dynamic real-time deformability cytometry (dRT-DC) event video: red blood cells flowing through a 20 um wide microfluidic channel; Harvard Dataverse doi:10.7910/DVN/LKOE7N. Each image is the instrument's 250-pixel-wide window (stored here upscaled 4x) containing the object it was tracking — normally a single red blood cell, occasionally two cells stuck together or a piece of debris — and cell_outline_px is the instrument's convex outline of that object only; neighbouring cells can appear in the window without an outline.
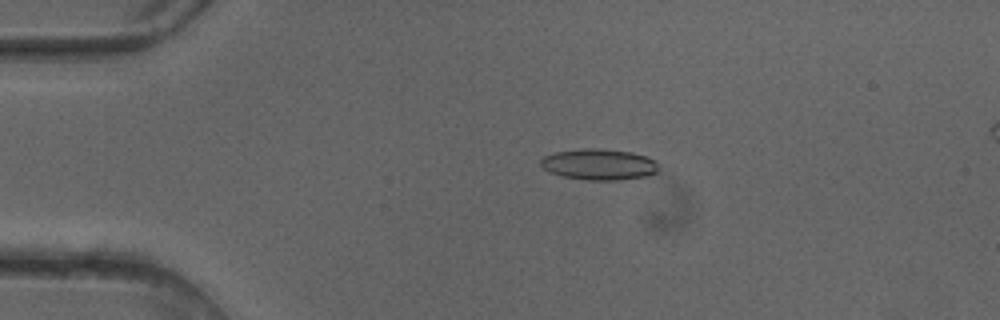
{"species": "common noctule bat (a hibernating species)", "species_latin": "Nyctalus noctula", "temperature_condition": "cold", "stored_images_in_passage": 49, "camera_frame_rate_fps": 3000, "um_per_image_px": 0.085, "animal": {"sex": "female"}, "frame": {"image": 1, "passage_image": 10, "time_ms": 3.0, "image_size_px": [1000, 320], "cell_outline_px": [[660, 168], [656, 172], [644, 176], [616, 180], [588, 180], [564, 176], [548, 172], [540, 164], [540, 160], [544, 156], [556, 152], [584, 148], [596, 148], [632, 152], [648, 156], [656, 160], [660, 164]], "centroid_in_image_um": [50.95, 13.96], "position_along_channel_um": 34.0, "area_um2": 21.39}}
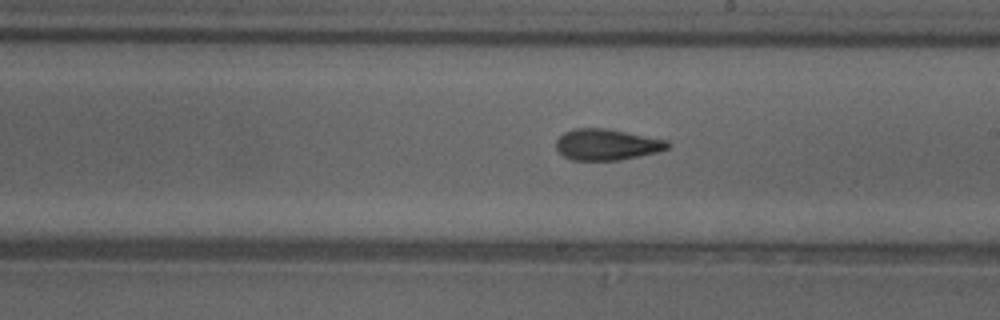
{"frame": {"image": 2, "passage_image": 28, "time_ms": 9.0, "image_size_px": [1000, 320], "cell_outline_px": [[672, 144], [668, 148], [656, 152], [640, 156], [620, 160], [572, 160], [564, 156], [556, 148], [556, 140], [564, 132], [576, 128], [608, 128], [668, 140]], "centroid_in_image_um": [51.6, 12.28], "position_along_channel_um": 237.4, "area_um2": 20.35}}
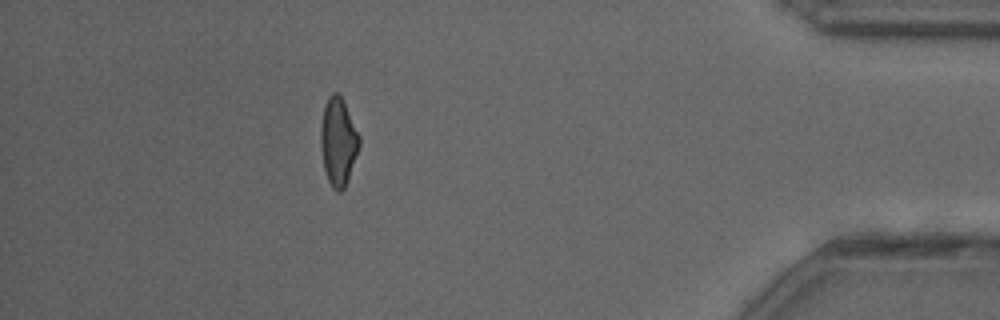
{"frame": {"image": 3, "passage_image": 44, "time_ms": 14.333, "image_size_px": [1000, 320], "cell_outline_px": [[360, 144], [344, 188], [340, 192], [336, 192], [332, 188], [328, 180], [324, 168], [320, 144], [320, 128], [324, 104], [328, 96], [332, 92], [336, 92], [344, 100], [360, 136]], "centroid_in_image_um": [28.73, 12.0], "position_along_channel_um": 406.5, "area_um2": 19.77}, "authors_computed_cell_mechanics": {"area_um2": 20.4034, "velocity_mm_per_s": 4.1331, "shape_relaxation_time_tau1_ms": 7.3503, "shape_relaxation_time_tau2_ms": 2.4872, "deformation_change_tau1": 0.1748, "deformation_change_tau2": 0.0963}}